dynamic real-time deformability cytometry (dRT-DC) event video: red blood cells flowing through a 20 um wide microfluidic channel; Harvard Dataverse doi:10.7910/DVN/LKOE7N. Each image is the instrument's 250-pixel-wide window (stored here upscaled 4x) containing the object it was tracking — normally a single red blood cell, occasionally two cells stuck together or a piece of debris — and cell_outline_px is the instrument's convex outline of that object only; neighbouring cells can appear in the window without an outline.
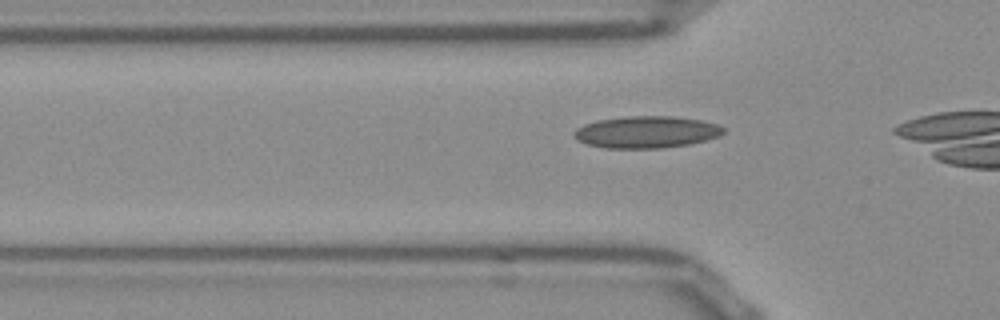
{"species": "Egyptian fruit bat (a non-hibernating species)", "species_latin": "Rousettus aegyptiacus", "temperature_condition": "room temperature", "stored_images_in_passage": 7, "camera_frame_rate_fps": 3000, "um_per_image_px": 0.085, "frame": {"image": 1, "passage_image": 4, "time_ms": 1.0, "image_size_px": [1000, 320], "cell_outline_px": [[724, 132], [720, 136], [692, 144], [664, 148], [604, 148], [588, 144], [576, 140], [572, 136], [572, 132], [576, 128], [584, 124], [596, 120], [624, 116], [672, 116], [700, 120], [716, 124], [724, 128]], "centroid_in_image_um": [54.91, 11.23], "position_along_channel_um": 70.9, "area_um2": 28.09}}